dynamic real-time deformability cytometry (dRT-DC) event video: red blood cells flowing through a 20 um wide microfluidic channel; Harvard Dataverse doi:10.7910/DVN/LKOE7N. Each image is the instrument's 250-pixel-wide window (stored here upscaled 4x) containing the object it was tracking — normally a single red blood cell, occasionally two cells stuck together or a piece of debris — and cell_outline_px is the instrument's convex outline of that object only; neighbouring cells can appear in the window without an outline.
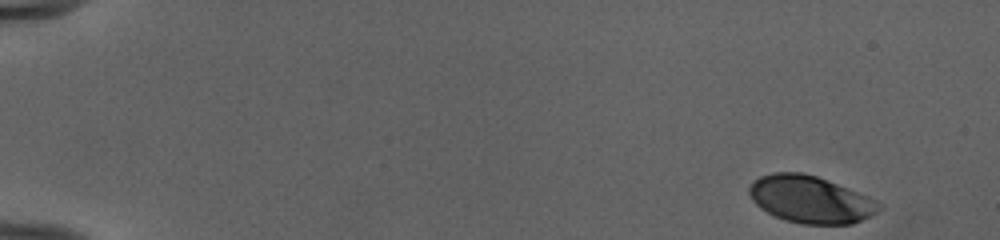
{"species": "human", "species_latin": "Homo sapiens", "temperature_condition": "cold", "stored_images_in_passage": 50, "camera_frame_rate_fps": 3000, "um_per_image_px": 0.085, "donor": {"sex": "female"}, "frame": {"image": 1, "passage_image": 1, "time_ms": 0.0, "image_size_px": [1000, 240], "cell_outline_px": [[884, 208], [852, 224], [804, 224], [784, 220], [760, 208], [752, 200], [748, 192], [748, 188], [752, 180], [760, 176], [772, 172], [804, 172], [816, 176], [868, 196], [884, 204]], "centroid_in_image_um": [68.87, 16.94], "position_along_channel_um": 16.1, "area_um2": 35.72}}
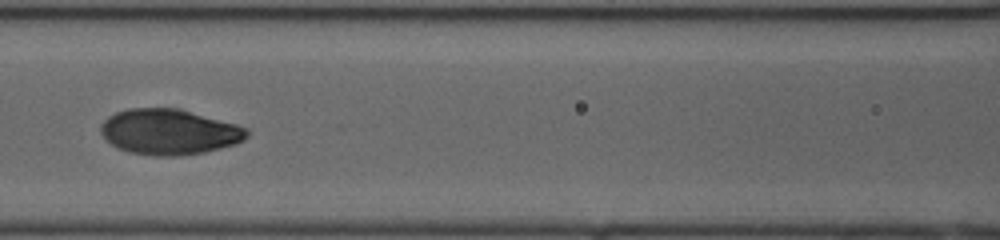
{"frame": {"image": 2, "passage_image": 23, "time_ms": 7.333, "image_size_px": [1000, 240], "cell_outline_px": [[248, 136], [244, 140], [236, 144], [204, 152], [180, 156], [152, 156], [128, 152], [116, 148], [104, 140], [100, 132], [100, 124], [108, 116], [116, 112], [128, 108], [176, 108], [236, 124], [248, 128]], "centroid_in_image_um": [14.33, 11.22], "position_along_channel_um": 152.3, "area_um2": 39.07}}
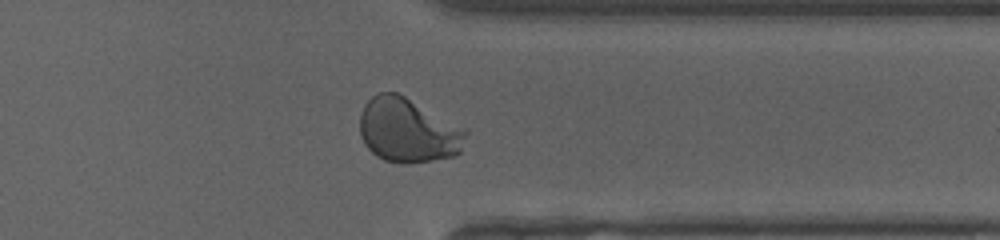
{"frame": {"image": 3, "passage_image": 40, "time_ms": 13.0, "image_size_px": [1000, 240], "cell_outline_px": [[468, 132], [460, 152], [456, 156], [408, 164], [400, 164], [384, 160], [376, 156], [364, 144], [360, 136], [360, 112], [364, 104], [376, 92], [396, 92], [468, 128]], "centroid_in_image_um": [34.69, 11.09], "position_along_channel_um": 376.7, "area_um2": 40.4}, "authors_computed_cell_mechanics": {"area_um2": 37.3966, "velocity_mm_per_s": 3.986, "shape_relaxation_time_tau1_ms": 2.8788, "shape_relaxation_time_tau2_ms": null, "deformation_change_tau1": 0.1632, "deformation_change_tau2": null}}